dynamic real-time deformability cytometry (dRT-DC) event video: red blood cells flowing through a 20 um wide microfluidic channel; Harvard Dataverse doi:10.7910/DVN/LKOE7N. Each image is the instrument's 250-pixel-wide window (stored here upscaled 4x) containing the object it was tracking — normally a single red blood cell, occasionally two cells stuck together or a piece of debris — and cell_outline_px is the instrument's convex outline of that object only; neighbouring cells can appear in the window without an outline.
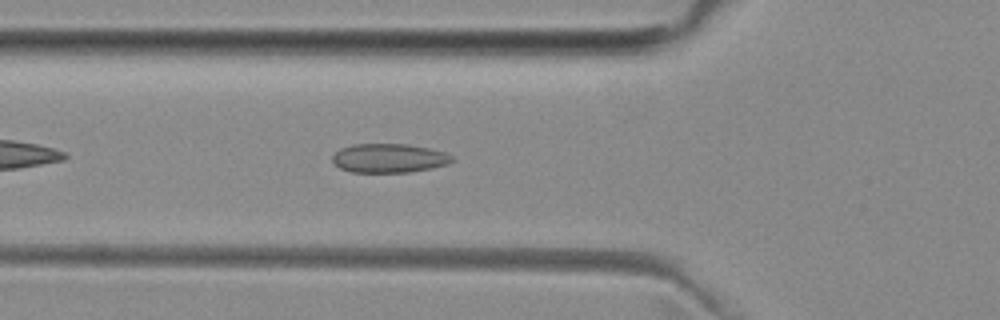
{"species": "common noctule bat (a hibernating species)", "species_latin": "Nyctalus noctula", "temperature_condition": "room temperature", "stored_images_in_passage": 39, "camera_frame_rate_fps": 3000, "um_per_image_px": 0.085, "animal": {"sex": "female", "body_mass_g": 29.2, "forearm_length_mm": 56.3}, "frame": {"image": 1, "passage_image": 6, "time_ms": 1.667, "image_size_px": [1000, 320], "cell_outline_px": [[456, 160], [448, 164], [432, 168], [408, 172], [352, 172], [340, 168], [332, 164], [332, 156], [340, 148], [352, 144], [408, 144], [428, 148], [444, 152], [452, 156]], "centroid_in_image_um": [33.05, 13.44], "position_along_channel_um": 92.7, "area_um2": 20.35}}
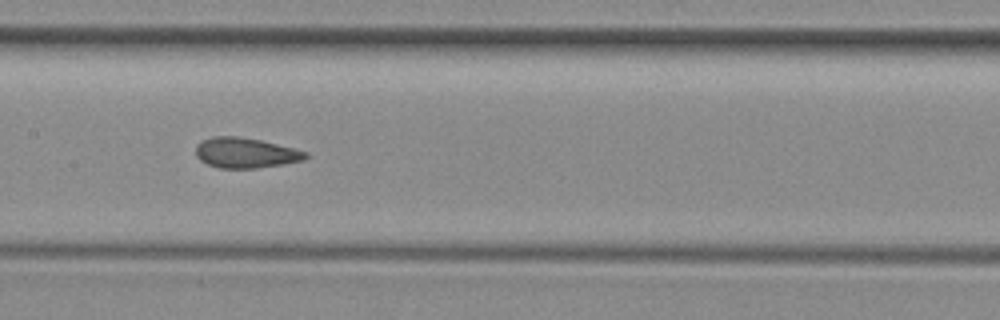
{"frame": {"image": 2, "passage_image": 13, "time_ms": 4.0, "image_size_px": [1000, 320], "cell_outline_px": [[308, 156], [304, 160], [284, 164], [256, 168], [220, 168], [208, 164], [200, 160], [196, 156], [196, 144], [200, 140], [212, 136], [236, 136], [260, 140], [308, 152]], "centroid_in_image_um": [20.84, 12.99], "position_along_channel_um": 186.6, "area_um2": 19.36}}
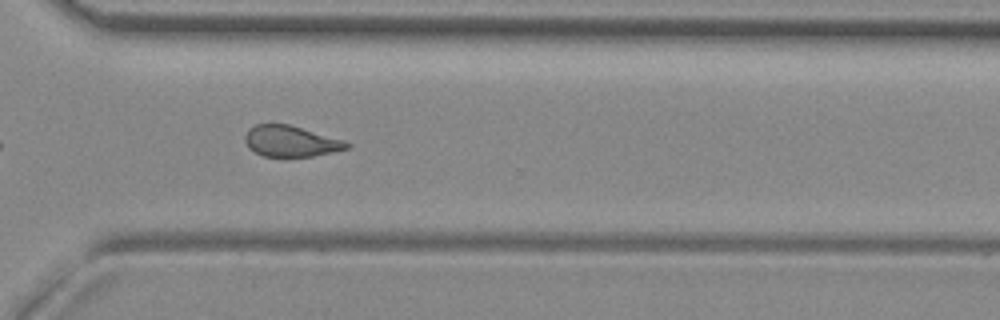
{"frame": {"image": 3, "passage_image": 25, "time_ms": 8.0, "image_size_px": [1000, 320], "cell_outline_px": [[352, 144], [348, 148], [332, 152], [312, 156], [264, 156], [248, 148], [244, 140], [244, 136], [248, 128], [256, 124], [288, 124], [348, 140]], "centroid_in_image_um": [24.75, 11.99], "position_along_channel_um": 345.9, "area_um2": 18.55}, "authors_computed_cell_mechanics": {"area_um2": 19.363, "velocity_mm_per_s": 3.9996, "shape_relaxation_time_tau1_ms": null, "shape_relaxation_time_tau2_ms": 1.3104, "deformation_change_tau1": null, "deformation_change_tau2": 0.0699}}